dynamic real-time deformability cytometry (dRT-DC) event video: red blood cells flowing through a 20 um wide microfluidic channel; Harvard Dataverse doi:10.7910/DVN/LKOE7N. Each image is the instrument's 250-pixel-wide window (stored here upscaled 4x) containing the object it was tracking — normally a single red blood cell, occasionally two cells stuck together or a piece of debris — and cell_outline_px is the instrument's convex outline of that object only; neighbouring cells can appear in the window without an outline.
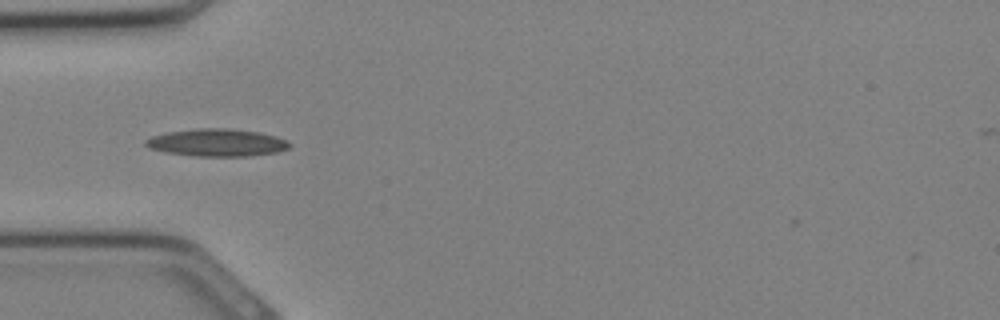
{"species": "Egyptian fruit bat (a non-hibernating species)", "species_latin": "Rousettus aegyptiacus", "temperature_condition": "cold", "stored_images_in_passage": 20, "camera_frame_rate_fps": 3000, "um_per_image_px": 0.085, "animal": {"sex": "female"}, "frame": {"image": 1, "passage_image": 1, "time_ms": 0.0, "image_size_px": [1000, 320], "cell_outline_px": [[292, 144], [288, 148], [276, 152], [248, 156], [196, 156], [164, 152], [148, 148], [144, 144], [144, 140], [152, 136], [168, 132], [196, 128], [228, 128], [260, 132], [276, 136], [288, 140]], "centroid_in_image_um": [18.43, 12.12], "position_along_channel_um": 66.6, "area_um2": 23.18}}
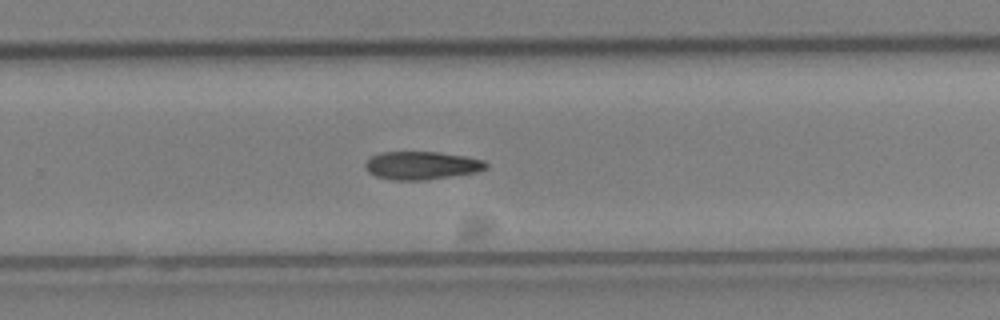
{"frame": {"image": 2, "passage_image": 12, "time_ms": 3.667, "image_size_px": [1000, 320], "cell_outline_px": [[488, 168], [476, 172], [424, 180], [392, 180], [376, 176], [368, 172], [364, 168], [364, 164], [372, 156], [380, 152], [436, 152], [468, 156], [484, 160], [488, 164]], "centroid_in_image_um": [35.84, 14.06], "position_along_channel_um": 294.0, "area_um2": 19.83}}
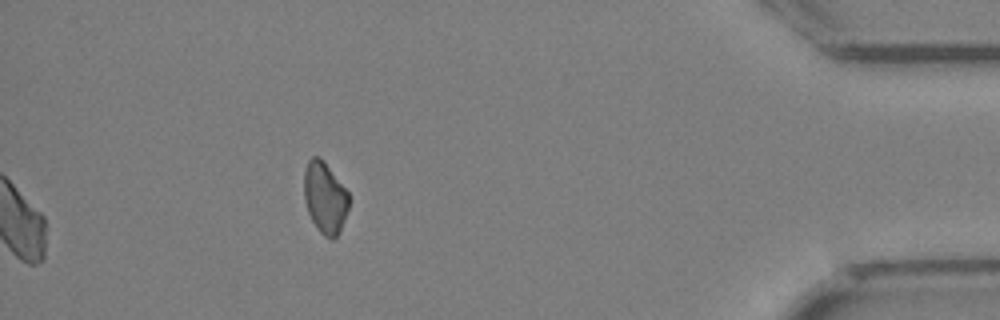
{"frame": {"image": 3, "passage_image": 20, "time_ms": 6.333, "image_size_px": [1000, 320], "cell_outline_px": [[348, 208], [344, 220], [336, 236], [332, 240], [324, 236], [320, 232], [312, 220], [308, 212], [304, 200], [304, 168], [308, 160], [312, 156], [320, 156], [324, 160], [348, 192]], "centroid_in_image_um": [27.59, 16.76], "position_along_channel_um": 407.6, "area_um2": 18.61}}